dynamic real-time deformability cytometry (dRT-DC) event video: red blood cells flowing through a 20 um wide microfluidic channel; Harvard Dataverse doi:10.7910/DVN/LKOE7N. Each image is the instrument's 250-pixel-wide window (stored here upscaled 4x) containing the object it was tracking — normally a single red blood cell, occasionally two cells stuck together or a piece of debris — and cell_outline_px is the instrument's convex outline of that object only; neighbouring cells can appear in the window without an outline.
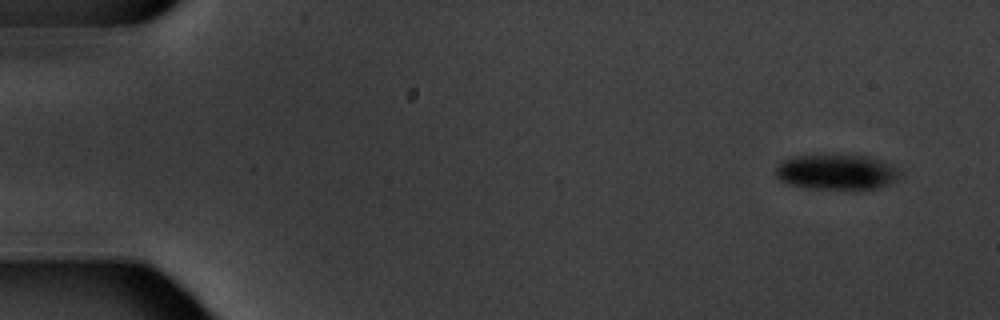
{"species": "common noctule bat (a hibernating species)", "species_latin": "Nyctalus noctula", "temperature_condition": "warm", "stored_images_in_passage": 4, "camera_frame_rate_fps": 3000, "um_per_image_px": 0.085, "animal": {"sex": "male", "body_mass_g": 20.1, "forearm_length_mm": 53.5}, "frame": {"image": 1, "passage_image": 1, "time_ms": 0.0, "image_size_px": [1000, 320], "cell_outline_px": [[904, 176], [900, 180], [876, 188], [808, 188], [788, 184], [780, 180], [776, 176], [776, 168], [784, 160], [796, 156], [864, 156], [892, 164], [900, 168], [904, 172]], "centroid_in_image_um": [71.2, 14.63], "position_along_channel_um": 13.8, "area_um2": 25.26}}
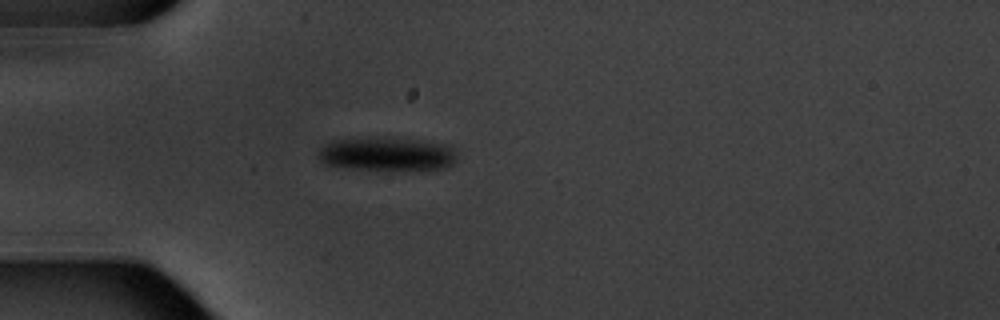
{"frame": {"image": 2, "passage_image": 4, "time_ms": 4.333, "image_size_px": [1000, 320], "cell_outline_px": [[456, 160], [448, 168], [348, 168], [324, 164], [316, 156], [316, 152], [324, 144], [332, 140], [380, 136], [392, 136], [424, 140], [452, 144], [456, 152]], "centroid_in_image_um": [32.89, 13.02], "position_along_channel_um": 52.1, "area_um2": 27.57}}